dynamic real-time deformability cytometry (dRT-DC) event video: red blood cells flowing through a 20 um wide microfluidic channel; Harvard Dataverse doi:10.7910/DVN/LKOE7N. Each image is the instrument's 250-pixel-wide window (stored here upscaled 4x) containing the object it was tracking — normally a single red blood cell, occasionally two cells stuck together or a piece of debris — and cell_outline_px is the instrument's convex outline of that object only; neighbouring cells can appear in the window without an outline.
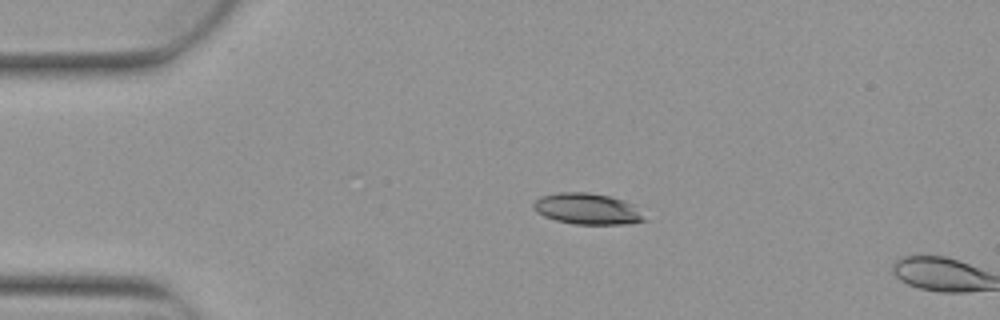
{"species": "Egyptian fruit bat (a non-hibernating species)", "species_latin": "Rousettus aegyptiacus", "temperature_condition": "warm", "stored_images_in_passage": 2, "camera_frame_rate_fps": 3000, "um_per_image_px": 0.085, "animal": {"sex": "female"}, "frame": {"image": 1, "passage_image": 1, "time_ms": 0.0, "image_size_px": [1000, 320], "cell_outline_px": [[648, 220], [632, 224], [576, 224], [556, 220], [544, 216], [536, 212], [532, 208], [532, 204], [540, 196], [560, 192], [588, 192], [608, 196], [624, 200], [636, 204]], "centroid_in_image_um": [49.98, 17.75], "position_along_channel_um": 35.0, "area_um2": 20.46}}